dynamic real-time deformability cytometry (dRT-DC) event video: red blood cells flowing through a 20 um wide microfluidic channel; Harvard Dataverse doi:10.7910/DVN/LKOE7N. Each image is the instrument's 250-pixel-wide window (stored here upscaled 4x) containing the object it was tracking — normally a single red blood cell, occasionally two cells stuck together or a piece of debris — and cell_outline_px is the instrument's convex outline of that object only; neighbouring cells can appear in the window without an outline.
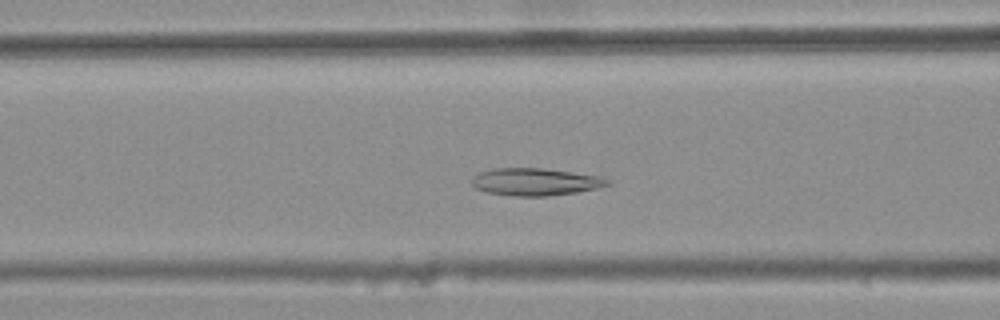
{"species": "common noctule bat (a hibernating species)", "species_latin": "Nyctalus noctula", "temperature_condition": "warm", "stored_images_in_passage": 36, "camera_frame_rate_fps": 3000, "um_per_image_px": 0.085, "animal": {"sex": "female", "body_mass_g": 25.1}, "frame": {"image": 1, "passage_image": 12, "time_ms": 3.667, "image_size_px": [1000, 320], "cell_outline_px": [[612, 184], [596, 188], [576, 192], [548, 196], [512, 196], [488, 192], [476, 188], [472, 184], [472, 176], [480, 172], [492, 168], [540, 168], [572, 172], [600, 176], [612, 180]], "centroid_in_image_um": [45.52, 15.45], "position_along_channel_um": 121.1, "area_um2": 21.68}}
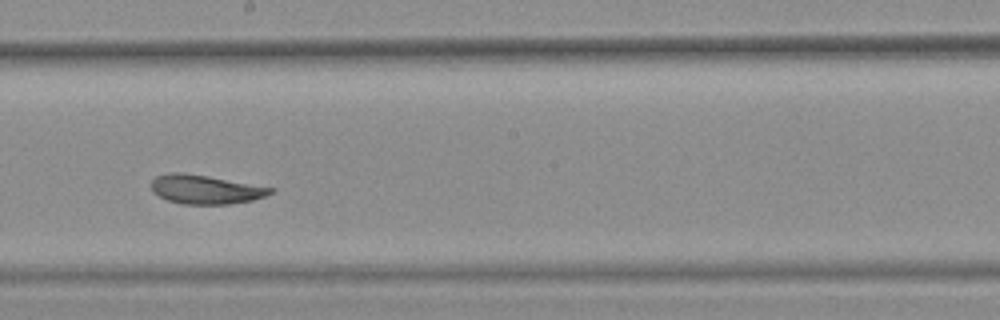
{"frame": {"image": 2, "passage_image": 21, "time_ms": 6.667, "image_size_px": [1000, 320], "cell_outline_px": [[276, 192], [252, 200], [228, 204], [184, 204], [168, 200], [152, 192], [152, 180], [156, 176], [172, 172], [180, 172], [208, 176], [276, 188]], "centroid_in_image_um": [17.49, 16.1], "position_along_channel_um": 230.7, "area_um2": 20.06}}
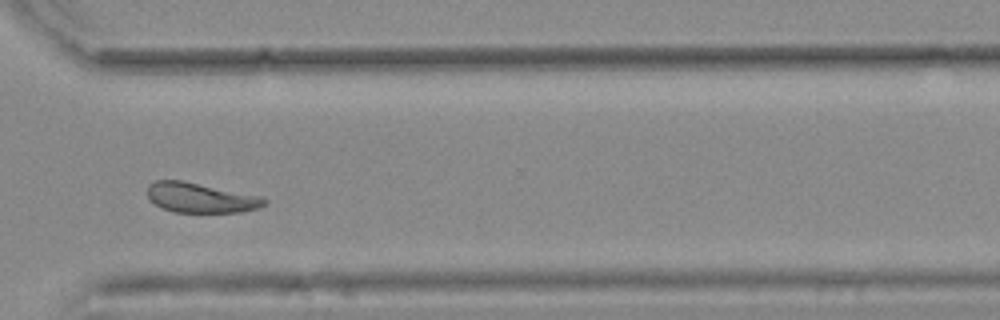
{"frame": {"image": 3, "passage_image": 31, "time_ms": 10.0, "image_size_px": [1000, 320], "cell_outline_px": [[268, 204], [256, 208], [240, 212], [172, 212], [156, 204], [148, 196], [148, 184], [156, 180], [180, 180], [256, 196], [268, 200]], "centroid_in_image_um": [17.01, 16.82], "position_along_channel_um": 353.6, "area_um2": 19.77}, "authors_computed_cell_mechanics": {"area_um2": 20.9236, "velocity_mm_per_s": 3.663, "shape_relaxation_time_tau1_ms": 9.9137, "shape_relaxation_time_tau2_ms": 5.2049, "deformation_change_tau1": 0.155, "deformation_change_tau2": 0.0871}}